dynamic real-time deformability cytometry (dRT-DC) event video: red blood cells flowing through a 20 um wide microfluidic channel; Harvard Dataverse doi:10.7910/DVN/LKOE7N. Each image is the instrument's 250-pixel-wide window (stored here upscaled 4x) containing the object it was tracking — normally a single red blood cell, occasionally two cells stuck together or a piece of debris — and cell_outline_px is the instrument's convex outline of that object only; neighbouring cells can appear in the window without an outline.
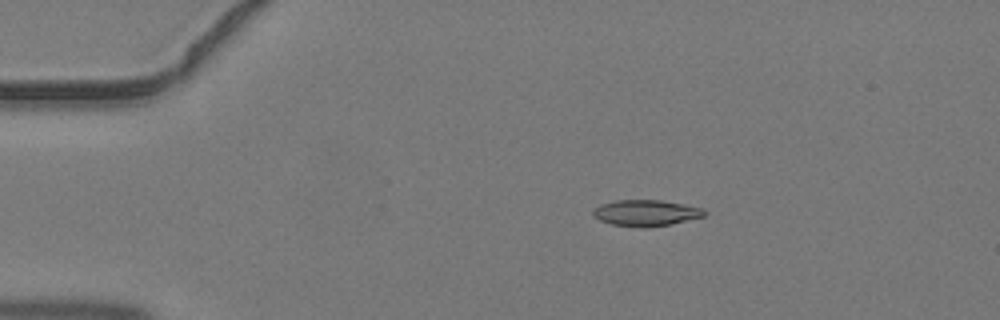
{"species": "common noctule bat (a hibernating species)", "species_latin": "Nyctalus noctula", "temperature_condition": "warm", "stored_images_in_passage": 45, "camera_frame_rate_fps": 3000, "um_per_image_px": 0.085, "animal": {"sex": "male", "body_mass_g": 19.2, "forearm_length_mm": 51.8}, "frame": {"image": 1, "passage_image": 9, "time_ms": 2.667, "image_size_px": [1000, 320], "cell_outline_px": [[708, 212], [704, 216], [672, 224], [648, 228], [640, 228], [612, 224], [600, 220], [592, 216], [592, 208], [600, 204], [616, 200], [660, 200], [704, 208]], "centroid_in_image_um": [54.89, 18.1], "position_along_channel_um": 30.1, "area_um2": 17.22}}
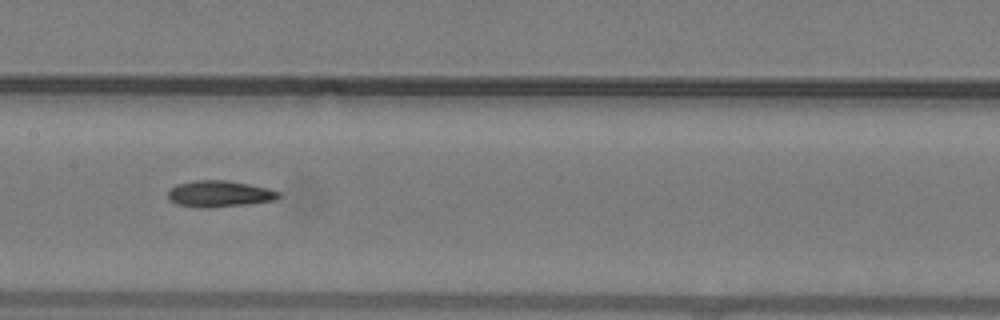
{"frame": {"image": 2, "passage_image": 23, "time_ms": 7.333, "image_size_px": [1000, 320], "cell_outline_px": [[280, 196], [272, 200], [244, 204], [208, 208], [196, 208], [176, 204], [168, 196], [168, 188], [176, 184], [192, 180], [228, 180], [268, 188], [280, 192]], "centroid_in_image_um": [18.58, 16.46], "position_along_channel_um": 188.8, "area_um2": 16.99}}
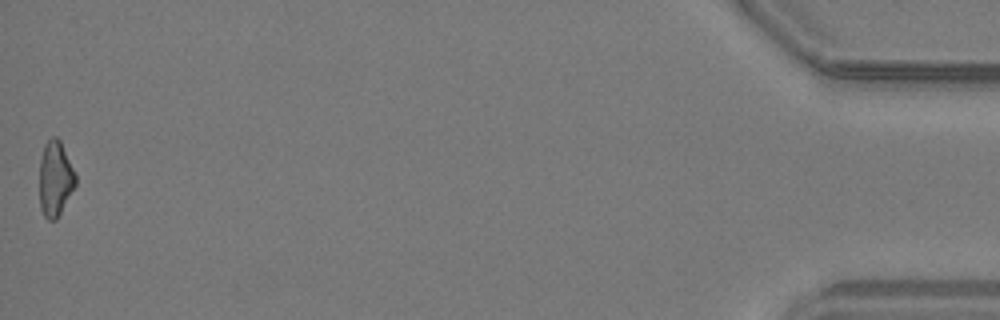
{"frame": {"image": 3, "passage_image": 45, "time_ms": 14.667, "image_size_px": [1000, 320], "cell_outline_px": [[76, 184], [56, 220], [48, 220], [44, 216], [40, 208], [40, 160], [44, 144], [52, 136], [56, 136], [60, 140], [76, 176]], "centroid_in_image_um": [4.68, 15.19], "position_along_channel_um": 430.5, "area_um2": 15.66}}